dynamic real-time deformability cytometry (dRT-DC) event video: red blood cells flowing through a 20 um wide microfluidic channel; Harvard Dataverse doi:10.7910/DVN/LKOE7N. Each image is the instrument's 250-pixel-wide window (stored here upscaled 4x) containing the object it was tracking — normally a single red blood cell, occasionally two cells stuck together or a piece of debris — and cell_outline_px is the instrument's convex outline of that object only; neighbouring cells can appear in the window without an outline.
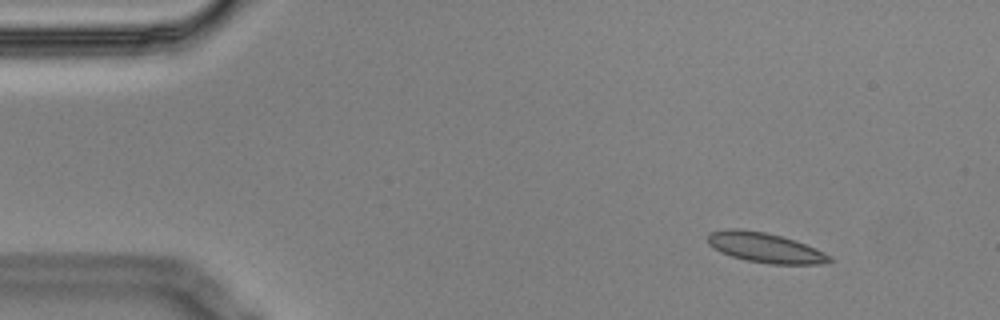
{"species": "Egyptian fruit bat (a non-hibernating species)", "species_latin": "Rousettus aegyptiacus", "temperature_condition": "cold", "stored_images_in_passage": 5, "camera_frame_rate_fps": 3000, "um_per_image_px": 0.085, "animal": {"sex": "male"}, "frame": {"image": 1, "passage_image": 1, "time_ms": 0.0, "image_size_px": [1000, 320], "cell_outline_px": [[832, 260], [820, 264], [768, 264], [744, 260], [720, 252], [708, 244], [708, 232], [728, 228], [740, 228], [764, 232], [796, 240], [816, 248], [832, 256]], "centroid_in_image_um": [65.02, 21.04], "position_along_channel_um": 20.0, "area_um2": 21.39}}
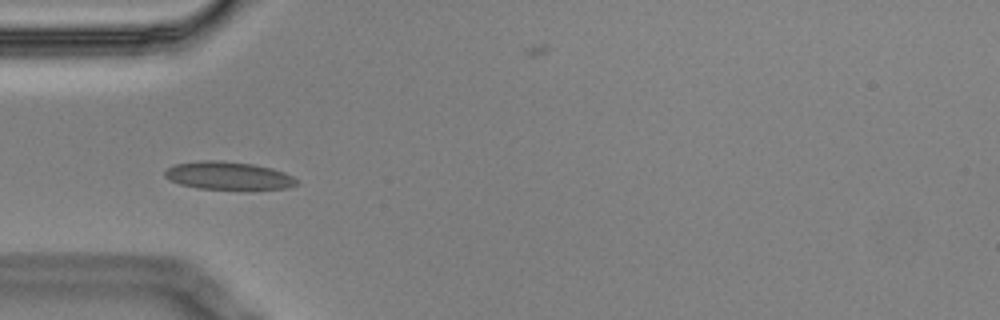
{"frame": {"image": 2, "passage_image": 4, "time_ms": 1.0, "image_size_px": [1000, 320], "cell_outline_px": [[300, 184], [288, 188], [196, 188], [180, 184], [164, 176], [164, 172], [168, 168], [176, 164], [200, 160], [220, 160], [252, 164], [272, 168], [284, 172], [300, 180]], "centroid_in_image_um": [19.44, 14.91], "position_along_channel_um": 65.6, "area_um2": 21.15}}